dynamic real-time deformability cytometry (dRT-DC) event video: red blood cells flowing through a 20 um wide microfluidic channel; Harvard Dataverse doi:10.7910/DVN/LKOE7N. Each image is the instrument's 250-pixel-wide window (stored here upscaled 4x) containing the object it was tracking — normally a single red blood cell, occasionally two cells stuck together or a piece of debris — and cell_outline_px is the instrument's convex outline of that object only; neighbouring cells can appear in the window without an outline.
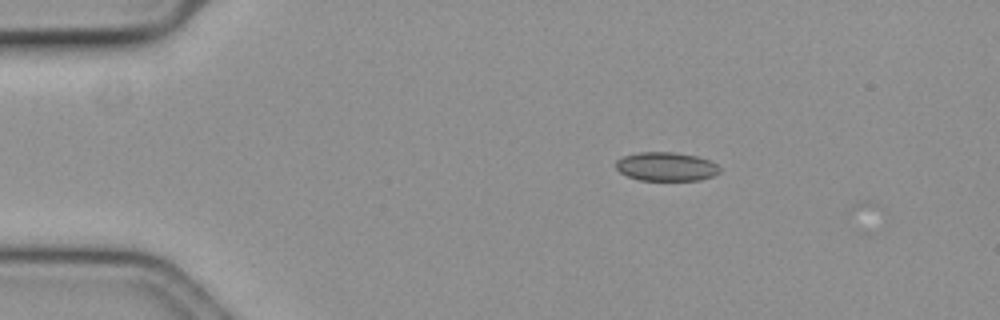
{"species": "common noctule bat (a hibernating species)", "species_latin": "Nyctalus noctula", "temperature_condition": "cold", "stored_images_in_passage": 9, "camera_frame_rate_fps": 3000, "um_per_image_px": 0.085, "animal": {"sex": "female", "body_mass_g": 19.3, "forearm_length_mm": 54.1}, "frame": {"image": 1, "passage_image": 7, "time_ms": 2.0, "image_size_px": [1000, 320], "cell_outline_px": [[720, 172], [712, 176], [700, 180], [640, 180], [628, 176], [620, 172], [616, 168], [616, 160], [624, 156], [636, 152], [676, 152], [696, 156], [712, 160], [720, 168]], "centroid_in_image_um": [56.64, 14.15], "position_along_channel_um": 28.4, "area_um2": 17.51}}